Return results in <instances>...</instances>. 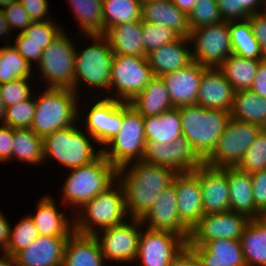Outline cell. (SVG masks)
<instances>
[{
  "instance_id": "34",
  "label": "cell",
  "mask_w": 266,
  "mask_h": 266,
  "mask_svg": "<svg viewBox=\"0 0 266 266\" xmlns=\"http://www.w3.org/2000/svg\"><path fill=\"white\" fill-rule=\"evenodd\" d=\"M231 118L266 129V99L249 90L235 92Z\"/></svg>"
},
{
  "instance_id": "31",
  "label": "cell",
  "mask_w": 266,
  "mask_h": 266,
  "mask_svg": "<svg viewBox=\"0 0 266 266\" xmlns=\"http://www.w3.org/2000/svg\"><path fill=\"white\" fill-rule=\"evenodd\" d=\"M37 207V214L29 216L34 221L40 236L69 237L74 232L73 226L70 227L68 219L57 211L50 196L43 197Z\"/></svg>"
},
{
  "instance_id": "62",
  "label": "cell",
  "mask_w": 266,
  "mask_h": 266,
  "mask_svg": "<svg viewBox=\"0 0 266 266\" xmlns=\"http://www.w3.org/2000/svg\"><path fill=\"white\" fill-rule=\"evenodd\" d=\"M5 103L0 95V120L3 121L4 115H5Z\"/></svg>"
},
{
  "instance_id": "36",
  "label": "cell",
  "mask_w": 266,
  "mask_h": 266,
  "mask_svg": "<svg viewBox=\"0 0 266 266\" xmlns=\"http://www.w3.org/2000/svg\"><path fill=\"white\" fill-rule=\"evenodd\" d=\"M229 21L232 53L239 56L262 60L265 58L259 43L252 32V27L248 19L242 22Z\"/></svg>"
},
{
  "instance_id": "10",
  "label": "cell",
  "mask_w": 266,
  "mask_h": 266,
  "mask_svg": "<svg viewBox=\"0 0 266 266\" xmlns=\"http://www.w3.org/2000/svg\"><path fill=\"white\" fill-rule=\"evenodd\" d=\"M76 48L62 31L42 52L39 65L50 88L74 90Z\"/></svg>"
},
{
  "instance_id": "25",
  "label": "cell",
  "mask_w": 266,
  "mask_h": 266,
  "mask_svg": "<svg viewBox=\"0 0 266 266\" xmlns=\"http://www.w3.org/2000/svg\"><path fill=\"white\" fill-rule=\"evenodd\" d=\"M188 42H191L189 37H180L150 52L147 59L153 76H162L192 63V50L185 47Z\"/></svg>"
},
{
  "instance_id": "49",
  "label": "cell",
  "mask_w": 266,
  "mask_h": 266,
  "mask_svg": "<svg viewBox=\"0 0 266 266\" xmlns=\"http://www.w3.org/2000/svg\"><path fill=\"white\" fill-rule=\"evenodd\" d=\"M12 47L29 63L34 60L35 63H39L43 50L40 45L32 41L31 38L27 37L23 32L16 36L15 44ZM32 60V61H30Z\"/></svg>"
},
{
  "instance_id": "42",
  "label": "cell",
  "mask_w": 266,
  "mask_h": 266,
  "mask_svg": "<svg viewBox=\"0 0 266 266\" xmlns=\"http://www.w3.org/2000/svg\"><path fill=\"white\" fill-rule=\"evenodd\" d=\"M142 37L147 57L153 50L160 48L164 44L175 41L181 36L170 27L142 21Z\"/></svg>"
},
{
  "instance_id": "30",
  "label": "cell",
  "mask_w": 266,
  "mask_h": 266,
  "mask_svg": "<svg viewBox=\"0 0 266 266\" xmlns=\"http://www.w3.org/2000/svg\"><path fill=\"white\" fill-rule=\"evenodd\" d=\"M129 104L143 117L160 115L173 108L168 90L160 76H153Z\"/></svg>"
},
{
  "instance_id": "63",
  "label": "cell",
  "mask_w": 266,
  "mask_h": 266,
  "mask_svg": "<svg viewBox=\"0 0 266 266\" xmlns=\"http://www.w3.org/2000/svg\"><path fill=\"white\" fill-rule=\"evenodd\" d=\"M16 1H19V0H0V6L2 7L0 9H3L4 7H7Z\"/></svg>"
},
{
  "instance_id": "32",
  "label": "cell",
  "mask_w": 266,
  "mask_h": 266,
  "mask_svg": "<svg viewBox=\"0 0 266 266\" xmlns=\"http://www.w3.org/2000/svg\"><path fill=\"white\" fill-rule=\"evenodd\" d=\"M146 140L172 143L182 136L179 108L173 107L160 115L143 117Z\"/></svg>"
},
{
  "instance_id": "37",
  "label": "cell",
  "mask_w": 266,
  "mask_h": 266,
  "mask_svg": "<svg viewBox=\"0 0 266 266\" xmlns=\"http://www.w3.org/2000/svg\"><path fill=\"white\" fill-rule=\"evenodd\" d=\"M104 32L118 24L141 20L142 5L139 0H102Z\"/></svg>"
},
{
  "instance_id": "12",
  "label": "cell",
  "mask_w": 266,
  "mask_h": 266,
  "mask_svg": "<svg viewBox=\"0 0 266 266\" xmlns=\"http://www.w3.org/2000/svg\"><path fill=\"white\" fill-rule=\"evenodd\" d=\"M152 77L147 57L113 54L110 89H117L121 101L129 103Z\"/></svg>"
},
{
  "instance_id": "40",
  "label": "cell",
  "mask_w": 266,
  "mask_h": 266,
  "mask_svg": "<svg viewBox=\"0 0 266 266\" xmlns=\"http://www.w3.org/2000/svg\"><path fill=\"white\" fill-rule=\"evenodd\" d=\"M29 64L10 44L0 48V84L30 78Z\"/></svg>"
},
{
  "instance_id": "55",
  "label": "cell",
  "mask_w": 266,
  "mask_h": 266,
  "mask_svg": "<svg viewBox=\"0 0 266 266\" xmlns=\"http://www.w3.org/2000/svg\"><path fill=\"white\" fill-rule=\"evenodd\" d=\"M261 1L263 0H236V20L238 18L245 20L250 15L260 13L256 8Z\"/></svg>"
},
{
  "instance_id": "13",
  "label": "cell",
  "mask_w": 266,
  "mask_h": 266,
  "mask_svg": "<svg viewBox=\"0 0 266 266\" xmlns=\"http://www.w3.org/2000/svg\"><path fill=\"white\" fill-rule=\"evenodd\" d=\"M249 220L245 214L231 210L205 214L191 229L187 245H204L218 239L239 240Z\"/></svg>"
},
{
  "instance_id": "27",
  "label": "cell",
  "mask_w": 266,
  "mask_h": 266,
  "mask_svg": "<svg viewBox=\"0 0 266 266\" xmlns=\"http://www.w3.org/2000/svg\"><path fill=\"white\" fill-rule=\"evenodd\" d=\"M103 35L113 54L146 57L141 20L118 24L107 29Z\"/></svg>"
},
{
  "instance_id": "33",
  "label": "cell",
  "mask_w": 266,
  "mask_h": 266,
  "mask_svg": "<svg viewBox=\"0 0 266 266\" xmlns=\"http://www.w3.org/2000/svg\"><path fill=\"white\" fill-rule=\"evenodd\" d=\"M239 240L246 266H266V224L261 218L250 219Z\"/></svg>"
},
{
  "instance_id": "50",
  "label": "cell",
  "mask_w": 266,
  "mask_h": 266,
  "mask_svg": "<svg viewBox=\"0 0 266 266\" xmlns=\"http://www.w3.org/2000/svg\"><path fill=\"white\" fill-rule=\"evenodd\" d=\"M252 177L253 199L257 211H266V169L254 172Z\"/></svg>"
},
{
  "instance_id": "14",
  "label": "cell",
  "mask_w": 266,
  "mask_h": 266,
  "mask_svg": "<svg viewBox=\"0 0 266 266\" xmlns=\"http://www.w3.org/2000/svg\"><path fill=\"white\" fill-rule=\"evenodd\" d=\"M142 161L171 168L177 173L194 171L203 163L184 136L168 144L146 140Z\"/></svg>"
},
{
  "instance_id": "57",
  "label": "cell",
  "mask_w": 266,
  "mask_h": 266,
  "mask_svg": "<svg viewBox=\"0 0 266 266\" xmlns=\"http://www.w3.org/2000/svg\"><path fill=\"white\" fill-rule=\"evenodd\" d=\"M223 21H235L236 0H216Z\"/></svg>"
},
{
  "instance_id": "58",
  "label": "cell",
  "mask_w": 266,
  "mask_h": 266,
  "mask_svg": "<svg viewBox=\"0 0 266 266\" xmlns=\"http://www.w3.org/2000/svg\"><path fill=\"white\" fill-rule=\"evenodd\" d=\"M11 225L5 219L4 215L0 212V246L3 248V252L7 248V244L9 241Z\"/></svg>"
},
{
  "instance_id": "2",
  "label": "cell",
  "mask_w": 266,
  "mask_h": 266,
  "mask_svg": "<svg viewBox=\"0 0 266 266\" xmlns=\"http://www.w3.org/2000/svg\"><path fill=\"white\" fill-rule=\"evenodd\" d=\"M182 136H184L204 161L215 149L231 118L230 112L220 109H206L200 105L179 107Z\"/></svg>"
},
{
  "instance_id": "54",
  "label": "cell",
  "mask_w": 266,
  "mask_h": 266,
  "mask_svg": "<svg viewBox=\"0 0 266 266\" xmlns=\"http://www.w3.org/2000/svg\"><path fill=\"white\" fill-rule=\"evenodd\" d=\"M251 91L266 99V57L259 61Z\"/></svg>"
},
{
  "instance_id": "60",
  "label": "cell",
  "mask_w": 266,
  "mask_h": 266,
  "mask_svg": "<svg viewBox=\"0 0 266 266\" xmlns=\"http://www.w3.org/2000/svg\"><path fill=\"white\" fill-rule=\"evenodd\" d=\"M10 27L5 19L3 11L0 9V36L4 35V33H9Z\"/></svg>"
},
{
  "instance_id": "5",
  "label": "cell",
  "mask_w": 266,
  "mask_h": 266,
  "mask_svg": "<svg viewBox=\"0 0 266 266\" xmlns=\"http://www.w3.org/2000/svg\"><path fill=\"white\" fill-rule=\"evenodd\" d=\"M118 186L116 189L110 186L82 207L86 215L83 212L82 215L76 216V220L73 221L74 232L95 235L96 225L102 231L125 222L124 215L127 213L125 192L121 183Z\"/></svg>"
},
{
  "instance_id": "20",
  "label": "cell",
  "mask_w": 266,
  "mask_h": 266,
  "mask_svg": "<svg viewBox=\"0 0 266 266\" xmlns=\"http://www.w3.org/2000/svg\"><path fill=\"white\" fill-rule=\"evenodd\" d=\"M173 184L177 192L179 217L191 230L204 215L199 166L194 171L178 173Z\"/></svg>"
},
{
  "instance_id": "29",
  "label": "cell",
  "mask_w": 266,
  "mask_h": 266,
  "mask_svg": "<svg viewBox=\"0 0 266 266\" xmlns=\"http://www.w3.org/2000/svg\"><path fill=\"white\" fill-rule=\"evenodd\" d=\"M141 21L170 27L181 37H189L191 32L188 15L179 10L170 0L142 5Z\"/></svg>"
},
{
  "instance_id": "51",
  "label": "cell",
  "mask_w": 266,
  "mask_h": 266,
  "mask_svg": "<svg viewBox=\"0 0 266 266\" xmlns=\"http://www.w3.org/2000/svg\"><path fill=\"white\" fill-rule=\"evenodd\" d=\"M250 21L253 35L259 43L260 49L266 57V16L253 14L247 18Z\"/></svg>"
},
{
  "instance_id": "11",
  "label": "cell",
  "mask_w": 266,
  "mask_h": 266,
  "mask_svg": "<svg viewBox=\"0 0 266 266\" xmlns=\"http://www.w3.org/2000/svg\"><path fill=\"white\" fill-rule=\"evenodd\" d=\"M189 40L195 42L192 60L205 67L218 68L232 54L228 21L193 29Z\"/></svg>"
},
{
  "instance_id": "44",
  "label": "cell",
  "mask_w": 266,
  "mask_h": 266,
  "mask_svg": "<svg viewBox=\"0 0 266 266\" xmlns=\"http://www.w3.org/2000/svg\"><path fill=\"white\" fill-rule=\"evenodd\" d=\"M188 20L191 30L223 21L216 0H196Z\"/></svg>"
},
{
  "instance_id": "64",
  "label": "cell",
  "mask_w": 266,
  "mask_h": 266,
  "mask_svg": "<svg viewBox=\"0 0 266 266\" xmlns=\"http://www.w3.org/2000/svg\"><path fill=\"white\" fill-rule=\"evenodd\" d=\"M141 5L147 4V3H152L160 0H139Z\"/></svg>"
},
{
  "instance_id": "61",
  "label": "cell",
  "mask_w": 266,
  "mask_h": 266,
  "mask_svg": "<svg viewBox=\"0 0 266 266\" xmlns=\"http://www.w3.org/2000/svg\"><path fill=\"white\" fill-rule=\"evenodd\" d=\"M5 255L0 258V266H17L15 257L4 253Z\"/></svg>"
},
{
  "instance_id": "47",
  "label": "cell",
  "mask_w": 266,
  "mask_h": 266,
  "mask_svg": "<svg viewBox=\"0 0 266 266\" xmlns=\"http://www.w3.org/2000/svg\"><path fill=\"white\" fill-rule=\"evenodd\" d=\"M28 79L19 78L0 84V95L6 107L27 100L32 96L27 83Z\"/></svg>"
},
{
  "instance_id": "66",
  "label": "cell",
  "mask_w": 266,
  "mask_h": 266,
  "mask_svg": "<svg viewBox=\"0 0 266 266\" xmlns=\"http://www.w3.org/2000/svg\"><path fill=\"white\" fill-rule=\"evenodd\" d=\"M263 1H264L263 4H265L264 6L266 7V0H263ZM260 14H262L263 16H266V11H265V13H260Z\"/></svg>"
},
{
  "instance_id": "56",
  "label": "cell",
  "mask_w": 266,
  "mask_h": 266,
  "mask_svg": "<svg viewBox=\"0 0 266 266\" xmlns=\"http://www.w3.org/2000/svg\"><path fill=\"white\" fill-rule=\"evenodd\" d=\"M168 266H200L194 251L187 245Z\"/></svg>"
},
{
  "instance_id": "28",
  "label": "cell",
  "mask_w": 266,
  "mask_h": 266,
  "mask_svg": "<svg viewBox=\"0 0 266 266\" xmlns=\"http://www.w3.org/2000/svg\"><path fill=\"white\" fill-rule=\"evenodd\" d=\"M227 179L230 192V210L245 214L250 219L260 218L255 207L251 174L237 167H227Z\"/></svg>"
},
{
  "instance_id": "26",
  "label": "cell",
  "mask_w": 266,
  "mask_h": 266,
  "mask_svg": "<svg viewBox=\"0 0 266 266\" xmlns=\"http://www.w3.org/2000/svg\"><path fill=\"white\" fill-rule=\"evenodd\" d=\"M104 256L94 235L73 232L64 248L62 266H103Z\"/></svg>"
},
{
  "instance_id": "52",
  "label": "cell",
  "mask_w": 266,
  "mask_h": 266,
  "mask_svg": "<svg viewBox=\"0 0 266 266\" xmlns=\"http://www.w3.org/2000/svg\"><path fill=\"white\" fill-rule=\"evenodd\" d=\"M19 2L34 22L46 21L42 18L48 13L47 0H19Z\"/></svg>"
},
{
  "instance_id": "17",
  "label": "cell",
  "mask_w": 266,
  "mask_h": 266,
  "mask_svg": "<svg viewBox=\"0 0 266 266\" xmlns=\"http://www.w3.org/2000/svg\"><path fill=\"white\" fill-rule=\"evenodd\" d=\"M140 221L142 224L149 222V229L179 234L186 241H188L190 237L191 230L179 217L177 192L174 184H171L157 195L152 207Z\"/></svg>"
},
{
  "instance_id": "21",
  "label": "cell",
  "mask_w": 266,
  "mask_h": 266,
  "mask_svg": "<svg viewBox=\"0 0 266 266\" xmlns=\"http://www.w3.org/2000/svg\"><path fill=\"white\" fill-rule=\"evenodd\" d=\"M207 68L193 61L185 68L160 76L168 90L173 107L197 104L200 80Z\"/></svg>"
},
{
  "instance_id": "6",
  "label": "cell",
  "mask_w": 266,
  "mask_h": 266,
  "mask_svg": "<svg viewBox=\"0 0 266 266\" xmlns=\"http://www.w3.org/2000/svg\"><path fill=\"white\" fill-rule=\"evenodd\" d=\"M144 121L129 103L122 101V124L120 130L106 145L111 150L101 149L103 156L117 169L132 160L142 161L145 149Z\"/></svg>"
},
{
  "instance_id": "24",
  "label": "cell",
  "mask_w": 266,
  "mask_h": 266,
  "mask_svg": "<svg viewBox=\"0 0 266 266\" xmlns=\"http://www.w3.org/2000/svg\"><path fill=\"white\" fill-rule=\"evenodd\" d=\"M200 266H246L240 240L218 239L204 245H188Z\"/></svg>"
},
{
  "instance_id": "59",
  "label": "cell",
  "mask_w": 266,
  "mask_h": 266,
  "mask_svg": "<svg viewBox=\"0 0 266 266\" xmlns=\"http://www.w3.org/2000/svg\"><path fill=\"white\" fill-rule=\"evenodd\" d=\"M179 10L189 15L192 11L196 0H170Z\"/></svg>"
},
{
  "instance_id": "15",
  "label": "cell",
  "mask_w": 266,
  "mask_h": 266,
  "mask_svg": "<svg viewBox=\"0 0 266 266\" xmlns=\"http://www.w3.org/2000/svg\"><path fill=\"white\" fill-rule=\"evenodd\" d=\"M144 233H140L137 256L144 266H168L187 246L179 234L149 228Z\"/></svg>"
},
{
  "instance_id": "7",
  "label": "cell",
  "mask_w": 266,
  "mask_h": 266,
  "mask_svg": "<svg viewBox=\"0 0 266 266\" xmlns=\"http://www.w3.org/2000/svg\"><path fill=\"white\" fill-rule=\"evenodd\" d=\"M87 36L93 38L95 43L75 53L74 91L76 92L79 80H83L89 87L110 91L113 52L103 34Z\"/></svg>"
},
{
  "instance_id": "16",
  "label": "cell",
  "mask_w": 266,
  "mask_h": 266,
  "mask_svg": "<svg viewBox=\"0 0 266 266\" xmlns=\"http://www.w3.org/2000/svg\"><path fill=\"white\" fill-rule=\"evenodd\" d=\"M132 221L104 229L102 240L97 233L94 235L105 259L121 262L137 260L141 233L138 227L142 226V223L140 219L133 218Z\"/></svg>"
},
{
  "instance_id": "43",
  "label": "cell",
  "mask_w": 266,
  "mask_h": 266,
  "mask_svg": "<svg viewBox=\"0 0 266 266\" xmlns=\"http://www.w3.org/2000/svg\"><path fill=\"white\" fill-rule=\"evenodd\" d=\"M237 168L249 174L266 169V129L259 132Z\"/></svg>"
},
{
  "instance_id": "35",
  "label": "cell",
  "mask_w": 266,
  "mask_h": 266,
  "mask_svg": "<svg viewBox=\"0 0 266 266\" xmlns=\"http://www.w3.org/2000/svg\"><path fill=\"white\" fill-rule=\"evenodd\" d=\"M259 61L232 53L218 68L235 91L249 90L256 76Z\"/></svg>"
},
{
  "instance_id": "3",
  "label": "cell",
  "mask_w": 266,
  "mask_h": 266,
  "mask_svg": "<svg viewBox=\"0 0 266 266\" xmlns=\"http://www.w3.org/2000/svg\"><path fill=\"white\" fill-rule=\"evenodd\" d=\"M71 170L62 191L63 198L72 206L83 207L118 178V169L102 153L89 164Z\"/></svg>"
},
{
  "instance_id": "39",
  "label": "cell",
  "mask_w": 266,
  "mask_h": 266,
  "mask_svg": "<svg viewBox=\"0 0 266 266\" xmlns=\"http://www.w3.org/2000/svg\"><path fill=\"white\" fill-rule=\"evenodd\" d=\"M75 17L87 35L104 34L102 0H70Z\"/></svg>"
},
{
  "instance_id": "4",
  "label": "cell",
  "mask_w": 266,
  "mask_h": 266,
  "mask_svg": "<svg viewBox=\"0 0 266 266\" xmlns=\"http://www.w3.org/2000/svg\"><path fill=\"white\" fill-rule=\"evenodd\" d=\"M77 96L73 89L49 87L35 100L30 129L44 138L58 129L74 125L79 117L75 105Z\"/></svg>"
},
{
  "instance_id": "48",
  "label": "cell",
  "mask_w": 266,
  "mask_h": 266,
  "mask_svg": "<svg viewBox=\"0 0 266 266\" xmlns=\"http://www.w3.org/2000/svg\"><path fill=\"white\" fill-rule=\"evenodd\" d=\"M1 10L3 11L10 30L12 27L17 29L19 27L21 29L20 32L22 33L33 22L19 1H16Z\"/></svg>"
},
{
  "instance_id": "23",
  "label": "cell",
  "mask_w": 266,
  "mask_h": 266,
  "mask_svg": "<svg viewBox=\"0 0 266 266\" xmlns=\"http://www.w3.org/2000/svg\"><path fill=\"white\" fill-rule=\"evenodd\" d=\"M68 237L38 236L14 257L17 266H62Z\"/></svg>"
},
{
  "instance_id": "18",
  "label": "cell",
  "mask_w": 266,
  "mask_h": 266,
  "mask_svg": "<svg viewBox=\"0 0 266 266\" xmlns=\"http://www.w3.org/2000/svg\"><path fill=\"white\" fill-rule=\"evenodd\" d=\"M90 137L107 144L120 130L122 124V101L115 96L97 101L85 120Z\"/></svg>"
},
{
  "instance_id": "53",
  "label": "cell",
  "mask_w": 266,
  "mask_h": 266,
  "mask_svg": "<svg viewBox=\"0 0 266 266\" xmlns=\"http://www.w3.org/2000/svg\"><path fill=\"white\" fill-rule=\"evenodd\" d=\"M14 128L2 125L0 127V161L12 158Z\"/></svg>"
},
{
  "instance_id": "1",
  "label": "cell",
  "mask_w": 266,
  "mask_h": 266,
  "mask_svg": "<svg viewBox=\"0 0 266 266\" xmlns=\"http://www.w3.org/2000/svg\"><path fill=\"white\" fill-rule=\"evenodd\" d=\"M128 173L127 166L118 168V178L125 192L126 211L131 219H141L152 207L157 195L173 184L175 170L143 161H136ZM126 174V175H124Z\"/></svg>"
},
{
  "instance_id": "46",
  "label": "cell",
  "mask_w": 266,
  "mask_h": 266,
  "mask_svg": "<svg viewBox=\"0 0 266 266\" xmlns=\"http://www.w3.org/2000/svg\"><path fill=\"white\" fill-rule=\"evenodd\" d=\"M48 19L46 21L32 22L23 33L32 39L33 42L40 45V48L44 51L51 42L57 38L62 30L51 23Z\"/></svg>"
},
{
  "instance_id": "45",
  "label": "cell",
  "mask_w": 266,
  "mask_h": 266,
  "mask_svg": "<svg viewBox=\"0 0 266 266\" xmlns=\"http://www.w3.org/2000/svg\"><path fill=\"white\" fill-rule=\"evenodd\" d=\"M35 108V100L31 98L7 106L1 123L12 128H31Z\"/></svg>"
},
{
  "instance_id": "22",
  "label": "cell",
  "mask_w": 266,
  "mask_h": 266,
  "mask_svg": "<svg viewBox=\"0 0 266 266\" xmlns=\"http://www.w3.org/2000/svg\"><path fill=\"white\" fill-rule=\"evenodd\" d=\"M235 90L219 68L208 67L200 80L197 105L231 112Z\"/></svg>"
},
{
  "instance_id": "38",
  "label": "cell",
  "mask_w": 266,
  "mask_h": 266,
  "mask_svg": "<svg viewBox=\"0 0 266 266\" xmlns=\"http://www.w3.org/2000/svg\"><path fill=\"white\" fill-rule=\"evenodd\" d=\"M12 157L36 164L44 160L43 138L30 128H14Z\"/></svg>"
},
{
  "instance_id": "8",
  "label": "cell",
  "mask_w": 266,
  "mask_h": 266,
  "mask_svg": "<svg viewBox=\"0 0 266 266\" xmlns=\"http://www.w3.org/2000/svg\"><path fill=\"white\" fill-rule=\"evenodd\" d=\"M44 160L51 156L70 169L89 164L100 154L74 125L58 129L43 138Z\"/></svg>"
},
{
  "instance_id": "41",
  "label": "cell",
  "mask_w": 266,
  "mask_h": 266,
  "mask_svg": "<svg viewBox=\"0 0 266 266\" xmlns=\"http://www.w3.org/2000/svg\"><path fill=\"white\" fill-rule=\"evenodd\" d=\"M39 236L34 221L28 215L15 228L10 229L9 241L4 253L15 256L19 251L29 246Z\"/></svg>"
},
{
  "instance_id": "19",
  "label": "cell",
  "mask_w": 266,
  "mask_h": 266,
  "mask_svg": "<svg viewBox=\"0 0 266 266\" xmlns=\"http://www.w3.org/2000/svg\"><path fill=\"white\" fill-rule=\"evenodd\" d=\"M199 181L204 215L230 210L227 167H213L203 162L199 166Z\"/></svg>"
},
{
  "instance_id": "65",
  "label": "cell",
  "mask_w": 266,
  "mask_h": 266,
  "mask_svg": "<svg viewBox=\"0 0 266 266\" xmlns=\"http://www.w3.org/2000/svg\"><path fill=\"white\" fill-rule=\"evenodd\" d=\"M263 222L266 224V211H264L262 214H261V217H260Z\"/></svg>"
},
{
  "instance_id": "9",
  "label": "cell",
  "mask_w": 266,
  "mask_h": 266,
  "mask_svg": "<svg viewBox=\"0 0 266 266\" xmlns=\"http://www.w3.org/2000/svg\"><path fill=\"white\" fill-rule=\"evenodd\" d=\"M261 130L259 126L230 118L215 149L203 162L213 167H237Z\"/></svg>"
}]
</instances>
